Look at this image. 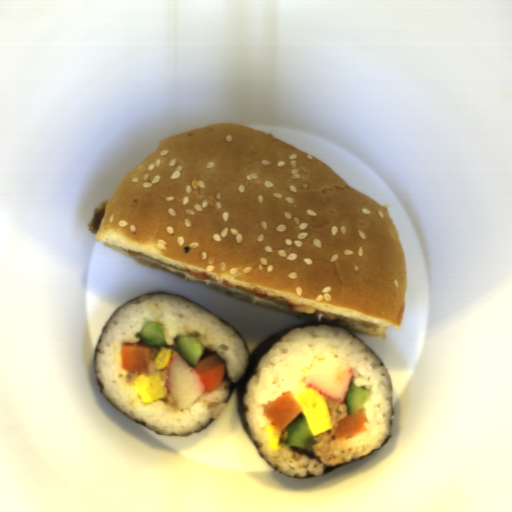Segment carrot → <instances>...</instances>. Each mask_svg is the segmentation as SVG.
Listing matches in <instances>:
<instances>
[{
  "mask_svg": "<svg viewBox=\"0 0 512 512\" xmlns=\"http://www.w3.org/2000/svg\"><path fill=\"white\" fill-rule=\"evenodd\" d=\"M263 415L280 432L287 428L302 412V408L289 390L275 400L268 401L262 408Z\"/></svg>",
  "mask_w": 512,
  "mask_h": 512,
  "instance_id": "obj_1",
  "label": "carrot"
},
{
  "mask_svg": "<svg viewBox=\"0 0 512 512\" xmlns=\"http://www.w3.org/2000/svg\"><path fill=\"white\" fill-rule=\"evenodd\" d=\"M151 348L142 342L126 343L121 347L122 369L134 373H148L151 365Z\"/></svg>",
  "mask_w": 512,
  "mask_h": 512,
  "instance_id": "obj_2",
  "label": "carrot"
},
{
  "mask_svg": "<svg viewBox=\"0 0 512 512\" xmlns=\"http://www.w3.org/2000/svg\"><path fill=\"white\" fill-rule=\"evenodd\" d=\"M195 368L208 392L219 386L225 377V362L216 354L203 358Z\"/></svg>",
  "mask_w": 512,
  "mask_h": 512,
  "instance_id": "obj_3",
  "label": "carrot"
},
{
  "mask_svg": "<svg viewBox=\"0 0 512 512\" xmlns=\"http://www.w3.org/2000/svg\"><path fill=\"white\" fill-rule=\"evenodd\" d=\"M366 419L362 409L353 414H348L337 422L335 426L333 438L346 439L355 436L364 429Z\"/></svg>",
  "mask_w": 512,
  "mask_h": 512,
  "instance_id": "obj_4",
  "label": "carrot"
}]
</instances>
